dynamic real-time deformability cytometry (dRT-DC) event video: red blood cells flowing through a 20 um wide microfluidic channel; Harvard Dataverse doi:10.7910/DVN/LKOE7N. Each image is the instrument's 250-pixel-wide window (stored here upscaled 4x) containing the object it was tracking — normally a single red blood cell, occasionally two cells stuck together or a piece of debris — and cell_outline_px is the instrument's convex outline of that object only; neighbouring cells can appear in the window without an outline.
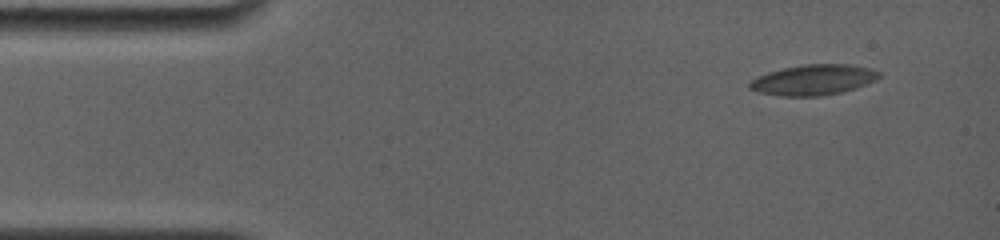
{"species": "common noctule bat (a hibernating species)", "species_latin": "Nyctalus noctula", "temperature_condition": "room temperature", "stored_images_in_passage": 11, "camera_frame_rate_fps": 4000, "um_per_image_px": 0.085, "animal": {"sex": "female", "body_mass_g": 19.0, "forearm_length_mm": 56.7}, "frame": {"image": 1, "passage_image": 1, "time_ms": 0.0, "image_size_px": [1000, 240], "cell_outline_px": [[880, 76], [876, 80], [856, 88], [844, 92], [820, 96], [780, 96], [760, 92], [748, 88], [748, 84], [752, 80], [768, 72], [784, 68], [804, 64], [848, 64], [868, 68], [880, 72]], "centroid_in_image_um": [69.16, 6.79], "position_along_channel_um": 15.8, "area_um2": 22.89}}
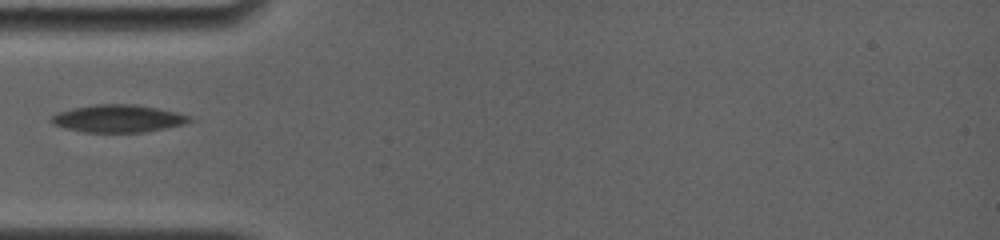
{"frame": {"image": 2, "passage_image": 7, "time_ms": 4.0, "image_size_px": [1000, 240], "cell_outline_px": [[196, 120], [184, 124], [144, 132], [84, 132], [64, 128], [52, 124], [48, 120], [52, 116], [60, 112], [72, 108], [96, 104], [136, 104], [176, 112], [188, 116]], "centroid_in_image_um": [10.02, 10.08], "position_along_channel_um": 75.0, "area_um2": 22.14}}
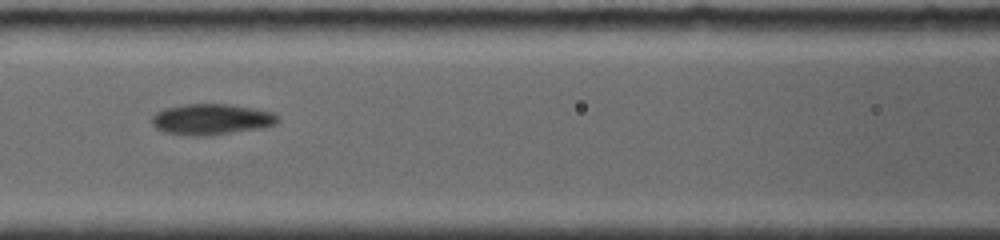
{"frame": {"image": 3, "passage_image": 10, "time_ms": 6.0, "image_size_px": [1000, 240], "cell_outline_px": [[280, 120], [276, 124], [264, 128], [212, 136], [188, 136], [168, 132], [156, 128], [152, 124], [152, 116], [156, 112], [164, 108], [184, 104], [232, 104], [256, 108], [272, 112], [280, 116]], "centroid_in_image_um": [18.03, 10.14], "position_along_channel_um": 148.6, "area_um2": 23.18}}